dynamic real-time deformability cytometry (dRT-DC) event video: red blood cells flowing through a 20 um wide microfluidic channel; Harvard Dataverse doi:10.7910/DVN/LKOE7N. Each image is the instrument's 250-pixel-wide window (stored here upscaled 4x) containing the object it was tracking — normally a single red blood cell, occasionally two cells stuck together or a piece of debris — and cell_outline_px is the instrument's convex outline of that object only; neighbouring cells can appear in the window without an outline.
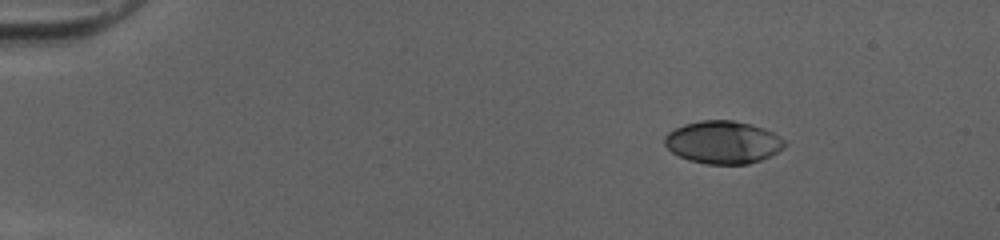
{"species": "human", "species_latin": "Homo sapiens", "temperature_condition": "cold", "stored_images_in_passage": 45, "camera_frame_rate_fps": 3000, "um_per_image_px": 0.085, "donor": {"sex": "female"}, "frame": {"image": 1, "passage_image": 1, "time_ms": 0.0, "image_size_px": [1000, 240], "cell_outline_px": [[788, 144], [784, 148], [760, 160], [748, 164], [708, 164], [688, 160], [672, 152], [664, 144], [664, 136], [668, 132], [684, 124], [700, 120], [732, 120], [764, 128], [788, 140]], "centroid_in_image_um": [61.47, 12.09], "position_along_channel_um": 23.5, "area_um2": 29.94}}
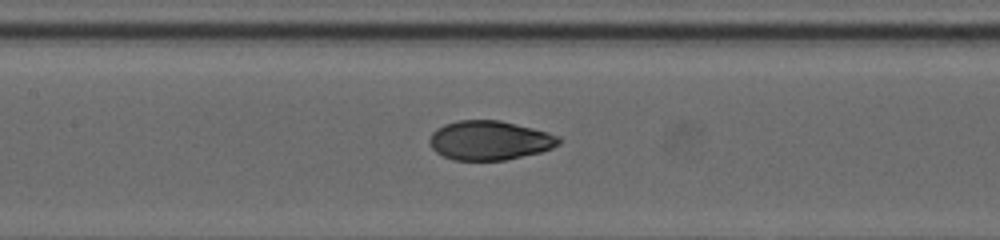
{"frame": {"image": 2, "passage_image": 19, "time_ms": 6.0, "image_size_px": [1000, 240], "cell_outline_px": [[564, 140], [560, 144], [552, 148], [540, 152], [504, 160], [452, 160], [436, 152], [432, 148], [428, 140], [432, 132], [436, 128], [444, 124], [456, 120], [500, 120], [548, 132]], "centroid_in_image_um": [41.6, 11.93], "position_along_channel_um": 165.8, "area_um2": 29.65}}
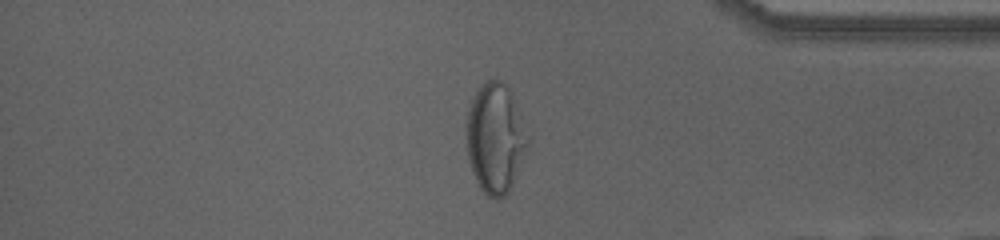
{"frame": {"image": 3, "passage_image": 37, "time_ms": 12.0, "image_size_px": [1000, 240], "cell_outline_px": [[528, 140], [516, 176], [508, 192], [504, 196], [496, 200], [488, 196], [480, 188], [472, 172], [468, 160], [464, 132], [468, 112], [472, 100], [476, 92], [488, 80], [500, 80], [508, 88], [520, 116]], "centroid_in_image_um": [42.04, 11.8], "position_along_channel_um": 393.2, "area_um2": 38.49}, "authors_computed_cell_mechanics": {"area_um2": 30.4028, "velocity_mm_per_s": 4.0646, "shape_relaxation_time_tau1_ms": 7.7064, "shape_relaxation_time_tau2_ms": null, "deformation_change_tau1": 0.2962, "deformation_change_tau2": null}}